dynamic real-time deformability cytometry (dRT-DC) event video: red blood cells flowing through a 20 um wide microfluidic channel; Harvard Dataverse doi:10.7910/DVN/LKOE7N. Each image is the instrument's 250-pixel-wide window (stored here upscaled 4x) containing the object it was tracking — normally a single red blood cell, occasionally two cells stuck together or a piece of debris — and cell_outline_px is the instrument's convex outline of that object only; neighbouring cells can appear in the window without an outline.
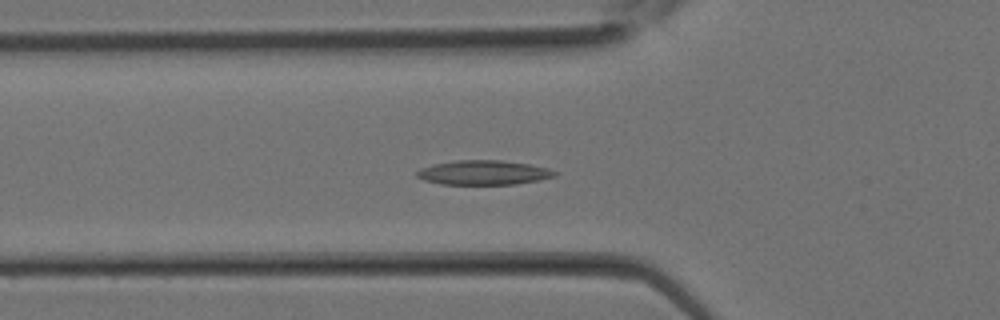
{"species": "Egyptian fruit bat (a non-hibernating species)", "species_latin": "Rousettus aegyptiacus", "temperature_condition": "room temperature", "stored_images_in_passage": 32, "camera_frame_rate_fps": 3000, "um_per_image_px": 0.085, "animal": {"sex": "female"}, "frame": {"image": 1, "passage_image": 11, "time_ms": 3.333, "image_size_px": [1000, 320], "cell_outline_px": [[556, 176], [540, 180], [516, 184], [440, 184], [424, 180], [416, 176], [416, 172], [420, 168], [432, 164], [456, 160], [500, 160], [528, 164], [548, 168], [556, 172]], "centroid_in_image_um": [41.08, 14.67], "position_along_channel_um": 84.7, "area_um2": 19.65}}
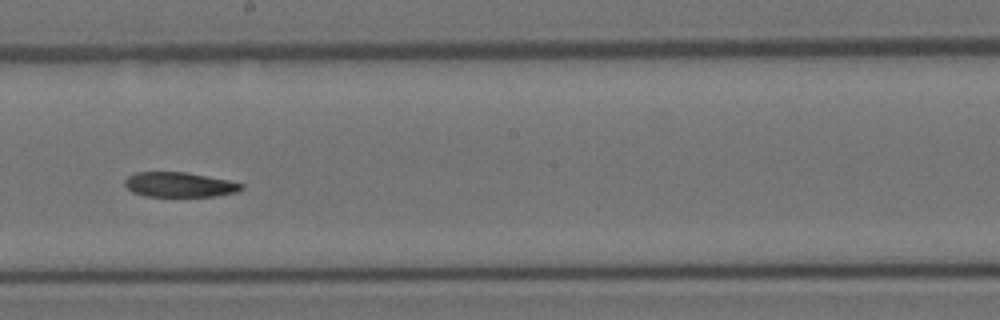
{"frame": {"image": 2, "passage_image": 18, "time_ms": 5.667, "image_size_px": [1000, 320], "cell_outline_px": [[244, 188], [240, 192], [216, 196], [144, 196], [132, 192], [124, 184], [124, 180], [128, 176], [136, 172], [184, 172], [228, 180], [244, 184]], "centroid_in_image_um": [15.27, 15.7], "position_along_channel_um": 232.9, "area_um2": 16.94}}
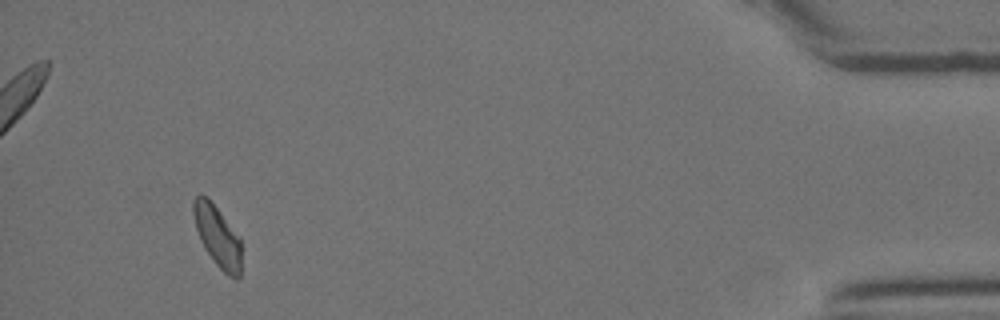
{"frame": {"image": 3, "passage_image": 30, "time_ms": 9.667, "image_size_px": [1000, 320], "cell_outline_px": [[240, 280], [236, 280], [228, 276], [216, 264], [204, 248], [200, 240], [196, 228], [192, 212], [192, 200], [200, 192], [208, 196], [240, 236]], "centroid_in_image_um": [18.47, 20.03], "position_along_channel_um": 416.7, "area_um2": 17.46}}